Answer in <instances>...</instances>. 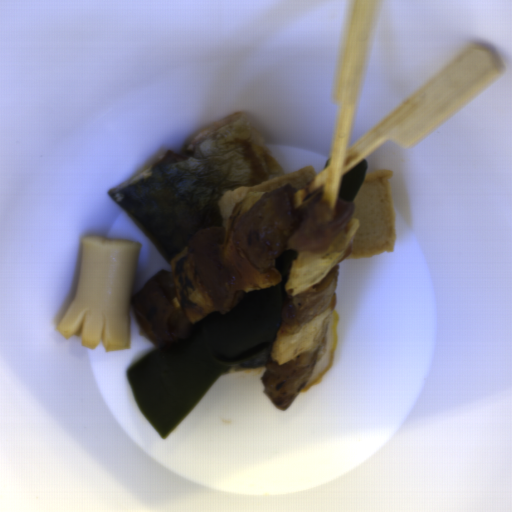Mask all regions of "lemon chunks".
I'll return each mask as SVG.
<instances>
[{"instance_id": "obj_1", "label": "lemon chunks", "mask_w": 512, "mask_h": 512, "mask_svg": "<svg viewBox=\"0 0 512 512\" xmlns=\"http://www.w3.org/2000/svg\"><path fill=\"white\" fill-rule=\"evenodd\" d=\"M340 316L335 308H333L329 322L326 328L323 345L315 360L313 371L299 393H303L321 382L323 376L328 372L332 362L333 354L338 346V324ZM298 393V394H299Z\"/></svg>"}]
</instances>
